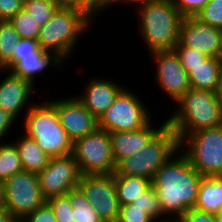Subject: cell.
I'll return each instance as SVG.
<instances>
[{"label": "cell", "mask_w": 222, "mask_h": 222, "mask_svg": "<svg viewBox=\"0 0 222 222\" xmlns=\"http://www.w3.org/2000/svg\"><path fill=\"white\" fill-rule=\"evenodd\" d=\"M202 177L181 150L158 169L152 186L167 218L179 219L195 206Z\"/></svg>", "instance_id": "6da1fadb"}, {"label": "cell", "mask_w": 222, "mask_h": 222, "mask_svg": "<svg viewBox=\"0 0 222 222\" xmlns=\"http://www.w3.org/2000/svg\"><path fill=\"white\" fill-rule=\"evenodd\" d=\"M174 104L178 106L166 121L179 142L197 130L222 126V103L216 92L190 88Z\"/></svg>", "instance_id": "7a4b0ae2"}, {"label": "cell", "mask_w": 222, "mask_h": 222, "mask_svg": "<svg viewBox=\"0 0 222 222\" xmlns=\"http://www.w3.org/2000/svg\"><path fill=\"white\" fill-rule=\"evenodd\" d=\"M138 32L150 54L155 51L173 50L179 42L183 16L172 0L146 4L137 9Z\"/></svg>", "instance_id": "3957f363"}, {"label": "cell", "mask_w": 222, "mask_h": 222, "mask_svg": "<svg viewBox=\"0 0 222 222\" xmlns=\"http://www.w3.org/2000/svg\"><path fill=\"white\" fill-rule=\"evenodd\" d=\"M94 20L82 9L60 7L49 22L41 27L37 41L42 49L54 52L66 61L75 52L84 33L90 31Z\"/></svg>", "instance_id": "277c9868"}, {"label": "cell", "mask_w": 222, "mask_h": 222, "mask_svg": "<svg viewBox=\"0 0 222 222\" xmlns=\"http://www.w3.org/2000/svg\"><path fill=\"white\" fill-rule=\"evenodd\" d=\"M22 117L24 132L50 157L73 153V140L62 127L56 107L48 101L35 102Z\"/></svg>", "instance_id": "5b68a950"}, {"label": "cell", "mask_w": 222, "mask_h": 222, "mask_svg": "<svg viewBox=\"0 0 222 222\" xmlns=\"http://www.w3.org/2000/svg\"><path fill=\"white\" fill-rule=\"evenodd\" d=\"M180 150L178 136L166 124L139 152L121 159L114 176H141L153 180L156 172Z\"/></svg>", "instance_id": "8992f818"}, {"label": "cell", "mask_w": 222, "mask_h": 222, "mask_svg": "<svg viewBox=\"0 0 222 222\" xmlns=\"http://www.w3.org/2000/svg\"><path fill=\"white\" fill-rule=\"evenodd\" d=\"M180 150L205 177L222 176V126L205 128L186 136Z\"/></svg>", "instance_id": "52a82bcc"}, {"label": "cell", "mask_w": 222, "mask_h": 222, "mask_svg": "<svg viewBox=\"0 0 222 222\" xmlns=\"http://www.w3.org/2000/svg\"><path fill=\"white\" fill-rule=\"evenodd\" d=\"M72 155L81 175L115 173L111 136L106 130L97 128L93 133L76 139Z\"/></svg>", "instance_id": "ba28073f"}, {"label": "cell", "mask_w": 222, "mask_h": 222, "mask_svg": "<svg viewBox=\"0 0 222 222\" xmlns=\"http://www.w3.org/2000/svg\"><path fill=\"white\" fill-rule=\"evenodd\" d=\"M135 94L124 88L98 120V128L110 133L136 131L146 126L152 120V114L142 98Z\"/></svg>", "instance_id": "9c48e42d"}, {"label": "cell", "mask_w": 222, "mask_h": 222, "mask_svg": "<svg viewBox=\"0 0 222 222\" xmlns=\"http://www.w3.org/2000/svg\"><path fill=\"white\" fill-rule=\"evenodd\" d=\"M5 208L18 219L42 206L44 199L38 175L33 172L21 171L4 181Z\"/></svg>", "instance_id": "30bf717a"}, {"label": "cell", "mask_w": 222, "mask_h": 222, "mask_svg": "<svg viewBox=\"0 0 222 222\" xmlns=\"http://www.w3.org/2000/svg\"><path fill=\"white\" fill-rule=\"evenodd\" d=\"M78 187L90 201L103 222H117L118 202L114 174L81 175Z\"/></svg>", "instance_id": "8fae6325"}, {"label": "cell", "mask_w": 222, "mask_h": 222, "mask_svg": "<svg viewBox=\"0 0 222 222\" xmlns=\"http://www.w3.org/2000/svg\"><path fill=\"white\" fill-rule=\"evenodd\" d=\"M39 185L44 199L66 195L77 188L81 173L74 156L51 157L48 165L38 174Z\"/></svg>", "instance_id": "7c38bea8"}, {"label": "cell", "mask_w": 222, "mask_h": 222, "mask_svg": "<svg viewBox=\"0 0 222 222\" xmlns=\"http://www.w3.org/2000/svg\"><path fill=\"white\" fill-rule=\"evenodd\" d=\"M149 56L155 60L152 63H155L157 85L173 104L176 103L190 89L188 73L178 55L174 50H165L152 52Z\"/></svg>", "instance_id": "4fadbf2b"}, {"label": "cell", "mask_w": 222, "mask_h": 222, "mask_svg": "<svg viewBox=\"0 0 222 222\" xmlns=\"http://www.w3.org/2000/svg\"><path fill=\"white\" fill-rule=\"evenodd\" d=\"M179 43L207 57H219L222 50V29L204 23L196 16L183 17Z\"/></svg>", "instance_id": "5bb4252c"}, {"label": "cell", "mask_w": 222, "mask_h": 222, "mask_svg": "<svg viewBox=\"0 0 222 222\" xmlns=\"http://www.w3.org/2000/svg\"><path fill=\"white\" fill-rule=\"evenodd\" d=\"M56 107L60 123L73 142L93 133L98 119L76 98L49 99Z\"/></svg>", "instance_id": "9a60e30c"}, {"label": "cell", "mask_w": 222, "mask_h": 222, "mask_svg": "<svg viewBox=\"0 0 222 222\" xmlns=\"http://www.w3.org/2000/svg\"><path fill=\"white\" fill-rule=\"evenodd\" d=\"M0 72V75H5L0 81V107L15 120L20 119L21 113L24 111L23 113L26 114L33 105L31 99L35 94L36 86L10 71L0 69Z\"/></svg>", "instance_id": "2e32d148"}, {"label": "cell", "mask_w": 222, "mask_h": 222, "mask_svg": "<svg viewBox=\"0 0 222 222\" xmlns=\"http://www.w3.org/2000/svg\"><path fill=\"white\" fill-rule=\"evenodd\" d=\"M96 78H90L76 98L99 120L125 86L114 79Z\"/></svg>", "instance_id": "e0dca14e"}, {"label": "cell", "mask_w": 222, "mask_h": 222, "mask_svg": "<svg viewBox=\"0 0 222 222\" xmlns=\"http://www.w3.org/2000/svg\"><path fill=\"white\" fill-rule=\"evenodd\" d=\"M153 119L144 127L136 131L110 132L112 153L115 163L121 159L133 156L143 149L148 142L167 124L163 121L158 127L153 126Z\"/></svg>", "instance_id": "ac0fdd59"}, {"label": "cell", "mask_w": 222, "mask_h": 222, "mask_svg": "<svg viewBox=\"0 0 222 222\" xmlns=\"http://www.w3.org/2000/svg\"><path fill=\"white\" fill-rule=\"evenodd\" d=\"M63 64L66 62L58 54L41 48L34 56L22 57L9 71L35 86L38 74H42L49 66L60 67L61 70Z\"/></svg>", "instance_id": "d6986e66"}, {"label": "cell", "mask_w": 222, "mask_h": 222, "mask_svg": "<svg viewBox=\"0 0 222 222\" xmlns=\"http://www.w3.org/2000/svg\"><path fill=\"white\" fill-rule=\"evenodd\" d=\"M221 70L219 57H207L203 63L190 67V88L217 92Z\"/></svg>", "instance_id": "ffe728a7"}, {"label": "cell", "mask_w": 222, "mask_h": 222, "mask_svg": "<svg viewBox=\"0 0 222 222\" xmlns=\"http://www.w3.org/2000/svg\"><path fill=\"white\" fill-rule=\"evenodd\" d=\"M21 134L17 141L12 142L18 150L22 168L24 171L38 174L48 165L51 157L37 145L33 138L23 132Z\"/></svg>", "instance_id": "44dd1931"}, {"label": "cell", "mask_w": 222, "mask_h": 222, "mask_svg": "<svg viewBox=\"0 0 222 222\" xmlns=\"http://www.w3.org/2000/svg\"><path fill=\"white\" fill-rule=\"evenodd\" d=\"M222 206V176L202 177L194 208L215 214Z\"/></svg>", "instance_id": "7402d4cb"}, {"label": "cell", "mask_w": 222, "mask_h": 222, "mask_svg": "<svg viewBox=\"0 0 222 222\" xmlns=\"http://www.w3.org/2000/svg\"><path fill=\"white\" fill-rule=\"evenodd\" d=\"M152 186V180L141 176H115V187L120 206L130 204Z\"/></svg>", "instance_id": "603a6c76"}, {"label": "cell", "mask_w": 222, "mask_h": 222, "mask_svg": "<svg viewBox=\"0 0 222 222\" xmlns=\"http://www.w3.org/2000/svg\"><path fill=\"white\" fill-rule=\"evenodd\" d=\"M67 195L73 208L74 222H103L79 187L70 190Z\"/></svg>", "instance_id": "cb8c5ba5"}, {"label": "cell", "mask_w": 222, "mask_h": 222, "mask_svg": "<svg viewBox=\"0 0 222 222\" xmlns=\"http://www.w3.org/2000/svg\"><path fill=\"white\" fill-rule=\"evenodd\" d=\"M23 171L18 150L12 141L0 143V181H6Z\"/></svg>", "instance_id": "d4e9b609"}, {"label": "cell", "mask_w": 222, "mask_h": 222, "mask_svg": "<svg viewBox=\"0 0 222 222\" xmlns=\"http://www.w3.org/2000/svg\"><path fill=\"white\" fill-rule=\"evenodd\" d=\"M19 40L12 24L9 21H0V69L12 59V50Z\"/></svg>", "instance_id": "484cf974"}, {"label": "cell", "mask_w": 222, "mask_h": 222, "mask_svg": "<svg viewBox=\"0 0 222 222\" xmlns=\"http://www.w3.org/2000/svg\"><path fill=\"white\" fill-rule=\"evenodd\" d=\"M9 22L15 28L20 39L38 40L41 27L23 8L16 15H14Z\"/></svg>", "instance_id": "4316f807"}, {"label": "cell", "mask_w": 222, "mask_h": 222, "mask_svg": "<svg viewBox=\"0 0 222 222\" xmlns=\"http://www.w3.org/2000/svg\"><path fill=\"white\" fill-rule=\"evenodd\" d=\"M58 6L44 0H27L23 9L33 17L36 23L43 27L58 10Z\"/></svg>", "instance_id": "83f0119b"}, {"label": "cell", "mask_w": 222, "mask_h": 222, "mask_svg": "<svg viewBox=\"0 0 222 222\" xmlns=\"http://www.w3.org/2000/svg\"><path fill=\"white\" fill-rule=\"evenodd\" d=\"M131 204L144 209V211L148 212L157 222H164L169 219L161 210L159 198L153 186L141 193L140 197Z\"/></svg>", "instance_id": "f1b7e54d"}, {"label": "cell", "mask_w": 222, "mask_h": 222, "mask_svg": "<svg viewBox=\"0 0 222 222\" xmlns=\"http://www.w3.org/2000/svg\"><path fill=\"white\" fill-rule=\"evenodd\" d=\"M41 49L39 42L33 39H20L14 50H12V59L2 68L9 71L22 57L34 56Z\"/></svg>", "instance_id": "f546056e"}, {"label": "cell", "mask_w": 222, "mask_h": 222, "mask_svg": "<svg viewBox=\"0 0 222 222\" xmlns=\"http://www.w3.org/2000/svg\"><path fill=\"white\" fill-rule=\"evenodd\" d=\"M46 202L53 209L57 222H74L73 208L67 194L52 197Z\"/></svg>", "instance_id": "4dcf8cb0"}, {"label": "cell", "mask_w": 222, "mask_h": 222, "mask_svg": "<svg viewBox=\"0 0 222 222\" xmlns=\"http://www.w3.org/2000/svg\"><path fill=\"white\" fill-rule=\"evenodd\" d=\"M196 17L204 23L222 29V0H210Z\"/></svg>", "instance_id": "1f68e13d"}, {"label": "cell", "mask_w": 222, "mask_h": 222, "mask_svg": "<svg viewBox=\"0 0 222 222\" xmlns=\"http://www.w3.org/2000/svg\"><path fill=\"white\" fill-rule=\"evenodd\" d=\"M173 50L178 55L182 66L188 74L190 73V67H194L203 63L207 58V56L203 53L188 47H184L179 42Z\"/></svg>", "instance_id": "d6a6232c"}, {"label": "cell", "mask_w": 222, "mask_h": 222, "mask_svg": "<svg viewBox=\"0 0 222 222\" xmlns=\"http://www.w3.org/2000/svg\"><path fill=\"white\" fill-rule=\"evenodd\" d=\"M117 222H157L148 212L135 205L126 204L120 206Z\"/></svg>", "instance_id": "836d02e7"}, {"label": "cell", "mask_w": 222, "mask_h": 222, "mask_svg": "<svg viewBox=\"0 0 222 222\" xmlns=\"http://www.w3.org/2000/svg\"><path fill=\"white\" fill-rule=\"evenodd\" d=\"M183 17L197 16L210 0H172Z\"/></svg>", "instance_id": "e575fe53"}, {"label": "cell", "mask_w": 222, "mask_h": 222, "mask_svg": "<svg viewBox=\"0 0 222 222\" xmlns=\"http://www.w3.org/2000/svg\"><path fill=\"white\" fill-rule=\"evenodd\" d=\"M21 222H57L53 209L45 202L35 211L25 216Z\"/></svg>", "instance_id": "d590c367"}, {"label": "cell", "mask_w": 222, "mask_h": 222, "mask_svg": "<svg viewBox=\"0 0 222 222\" xmlns=\"http://www.w3.org/2000/svg\"><path fill=\"white\" fill-rule=\"evenodd\" d=\"M179 220L181 222H217L215 214L201 211L194 207L188 209Z\"/></svg>", "instance_id": "8d00e7d4"}, {"label": "cell", "mask_w": 222, "mask_h": 222, "mask_svg": "<svg viewBox=\"0 0 222 222\" xmlns=\"http://www.w3.org/2000/svg\"><path fill=\"white\" fill-rule=\"evenodd\" d=\"M22 8L20 0H0V21H9Z\"/></svg>", "instance_id": "74e56055"}, {"label": "cell", "mask_w": 222, "mask_h": 222, "mask_svg": "<svg viewBox=\"0 0 222 222\" xmlns=\"http://www.w3.org/2000/svg\"><path fill=\"white\" fill-rule=\"evenodd\" d=\"M62 7H74L82 9L93 19L98 15H101V11L90 0H62Z\"/></svg>", "instance_id": "f35d334b"}, {"label": "cell", "mask_w": 222, "mask_h": 222, "mask_svg": "<svg viewBox=\"0 0 222 222\" xmlns=\"http://www.w3.org/2000/svg\"><path fill=\"white\" fill-rule=\"evenodd\" d=\"M16 120L9 115L7 112H5L1 107H0V143H5L7 139H3V137L9 136V133L11 132L10 130L13 129V124H16ZM12 128V129H11Z\"/></svg>", "instance_id": "ab89813d"}, {"label": "cell", "mask_w": 222, "mask_h": 222, "mask_svg": "<svg viewBox=\"0 0 222 222\" xmlns=\"http://www.w3.org/2000/svg\"><path fill=\"white\" fill-rule=\"evenodd\" d=\"M159 1H164V0H119L115 5L117 6V4H129L132 6V4L134 5V7L137 9L143 5H146V4H151V3H156V2H159Z\"/></svg>", "instance_id": "60d3db41"}, {"label": "cell", "mask_w": 222, "mask_h": 222, "mask_svg": "<svg viewBox=\"0 0 222 222\" xmlns=\"http://www.w3.org/2000/svg\"><path fill=\"white\" fill-rule=\"evenodd\" d=\"M0 222H21L20 219L14 217L5 207L0 208Z\"/></svg>", "instance_id": "b9f144b4"}, {"label": "cell", "mask_w": 222, "mask_h": 222, "mask_svg": "<svg viewBox=\"0 0 222 222\" xmlns=\"http://www.w3.org/2000/svg\"><path fill=\"white\" fill-rule=\"evenodd\" d=\"M4 182L0 181V208L5 207Z\"/></svg>", "instance_id": "7bdbcfd3"}, {"label": "cell", "mask_w": 222, "mask_h": 222, "mask_svg": "<svg viewBox=\"0 0 222 222\" xmlns=\"http://www.w3.org/2000/svg\"><path fill=\"white\" fill-rule=\"evenodd\" d=\"M119 0H103V10H107L109 7H113Z\"/></svg>", "instance_id": "ee69618b"}, {"label": "cell", "mask_w": 222, "mask_h": 222, "mask_svg": "<svg viewBox=\"0 0 222 222\" xmlns=\"http://www.w3.org/2000/svg\"><path fill=\"white\" fill-rule=\"evenodd\" d=\"M216 93H217L218 99L222 103V70H221V73H220L219 86H218V89H217Z\"/></svg>", "instance_id": "f6af8a7d"}, {"label": "cell", "mask_w": 222, "mask_h": 222, "mask_svg": "<svg viewBox=\"0 0 222 222\" xmlns=\"http://www.w3.org/2000/svg\"><path fill=\"white\" fill-rule=\"evenodd\" d=\"M100 11H103V0H90Z\"/></svg>", "instance_id": "bcb514c9"}, {"label": "cell", "mask_w": 222, "mask_h": 222, "mask_svg": "<svg viewBox=\"0 0 222 222\" xmlns=\"http://www.w3.org/2000/svg\"><path fill=\"white\" fill-rule=\"evenodd\" d=\"M216 221L222 222V206L219 208V210L215 213Z\"/></svg>", "instance_id": "7dc6e473"}, {"label": "cell", "mask_w": 222, "mask_h": 222, "mask_svg": "<svg viewBox=\"0 0 222 222\" xmlns=\"http://www.w3.org/2000/svg\"><path fill=\"white\" fill-rule=\"evenodd\" d=\"M54 5H57L59 8L62 7V0H44Z\"/></svg>", "instance_id": "c3c4849f"}, {"label": "cell", "mask_w": 222, "mask_h": 222, "mask_svg": "<svg viewBox=\"0 0 222 222\" xmlns=\"http://www.w3.org/2000/svg\"><path fill=\"white\" fill-rule=\"evenodd\" d=\"M164 222H181L179 219H168L165 220Z\"/></svg>", "instance_id": "681fc988"}, {"label": "cell", "mask_w": 222, "mask_h": 222, "mask_svg": "<svg viewBox=\"0 0 222 222\" xmlns=\"http://www.w3.org/2000/svg\"><path fill=\"white\" fill-rule=\"evenodd\" d=\"M219 60H220V63H221V65H222V50H221V53H220V55H219Z\"/></svg>", "instance_id": "f907efd6"}, {"label": "cell", "mask_w": 222, "mask_h": 222, "mask_svg": "<svg viewBox=\"0 0 222 222\" xmlns=\"http://www.w3.org/2000/svg\"><path fill=\"white\" fill-rule=\"evenodd\" d=\"M23 4L27 1V0H20Z\"/></svg>", "instance_id": "816d5d0a"}]
</instances>
